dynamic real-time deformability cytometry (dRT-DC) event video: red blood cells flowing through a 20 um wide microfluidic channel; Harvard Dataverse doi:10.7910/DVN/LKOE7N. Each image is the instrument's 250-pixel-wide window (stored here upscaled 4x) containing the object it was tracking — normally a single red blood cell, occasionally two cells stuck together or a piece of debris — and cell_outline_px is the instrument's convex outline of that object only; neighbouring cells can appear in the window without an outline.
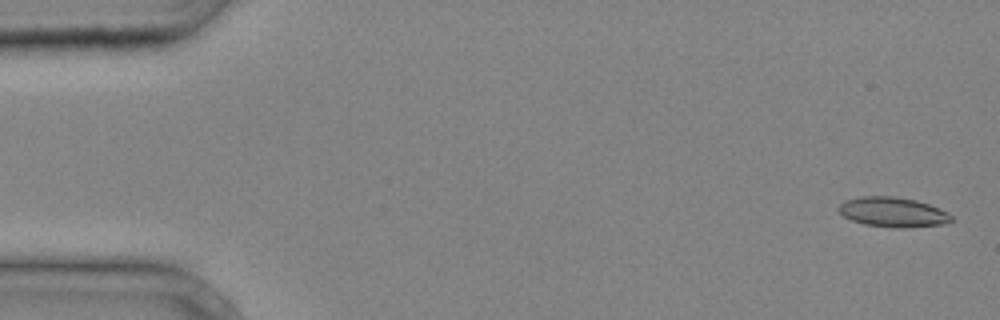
{"species": "common noctule bat (a hibernating species)", "species_latin": "Nyctalus noctula", "temperature_condition": "cold", "stored_images_in_passage": 9, "camera_frame_rate_fps": 3000, "um_per_image_px": 0.085, "animal": {"sex": "male", "body_mass_g": 20.4}, "frame": {"image": 1, "passage_image": 1, "time_ms": 0.0, "image_size_px": [1000, 320], "cell_outline_px": [[952, 220], [944, 224], [904, 228], [896, 228], [864, 224], [852, 220], [844, 216], [836, 208], [844, 200], [860, 196], [892, 196], [916, 200], [928, 204], [948, 212], [952, 216]], "centroid_in_image_um": [75.87, 18.03], "position_along_channel_um": 9.1, "area_um2": 19.59}}